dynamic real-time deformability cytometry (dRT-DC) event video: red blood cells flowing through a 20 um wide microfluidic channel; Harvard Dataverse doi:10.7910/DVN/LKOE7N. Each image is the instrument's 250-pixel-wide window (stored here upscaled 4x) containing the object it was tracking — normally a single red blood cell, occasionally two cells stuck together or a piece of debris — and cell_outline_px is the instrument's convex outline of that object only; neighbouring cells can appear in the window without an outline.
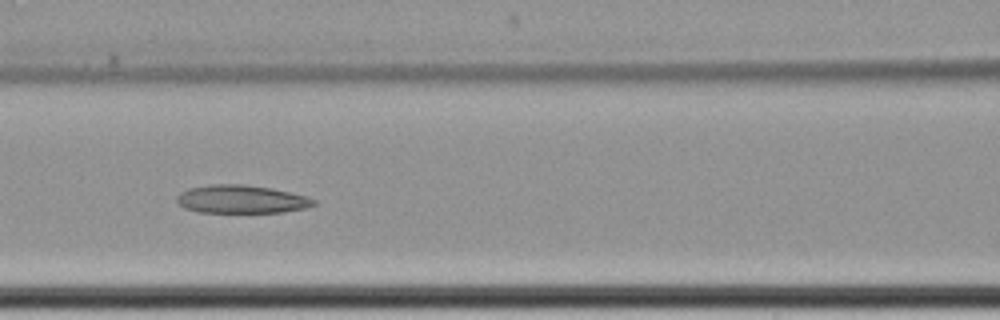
{"species": "common noctule bat (a hibernating species)", "species_latin": "Nyctalus noctula", "temperature_condition": "cold", "stored_images_in_passage": 11, "camera_frame_rate_fps": 3000, "um_per_image_px": 0.085, "animal": {"sex": "female", "body_mass_g": 22.7, "forearm_length_mm": 54.2}, "frame": {"image": 1, "passage_image": 8, "time_ms": 9.333, "image_size_px": [1000, 320], "cell_outline_px": [[316, 204], [308, 208], [284, 212], [196, 212], [184, 208], [176, 200], [176, 196], [180, 192], [188, 188], [212, 184], [244, 184], [272, 188], [304, 196], [316, 200]], "centroid_in_image_um": [20.5, 16.93], "position_along_channel_um": 146.1, "area_um2": 22.54}}
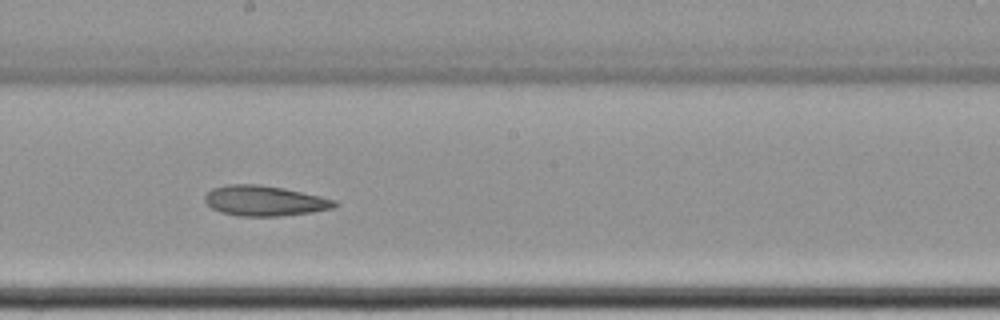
{"frame": {"image": 2, "passage_image": 10, "time_ms": 11.667, "image_size_px": [1000, 320], "cell_outline_px": [[340, 204], [332, 208], [308, 212], [280, 216], [240, 216], [220, 212], [212, 208], [204, 200], [204, 196], [212, 188], [228, 184], [260, 184], [284, 188], [320, 196], [336, 200]], "centroid_in_image_um": [22.47, 17.06], "position_along_channel_um": 225.7, "area_um2": 22.83}}
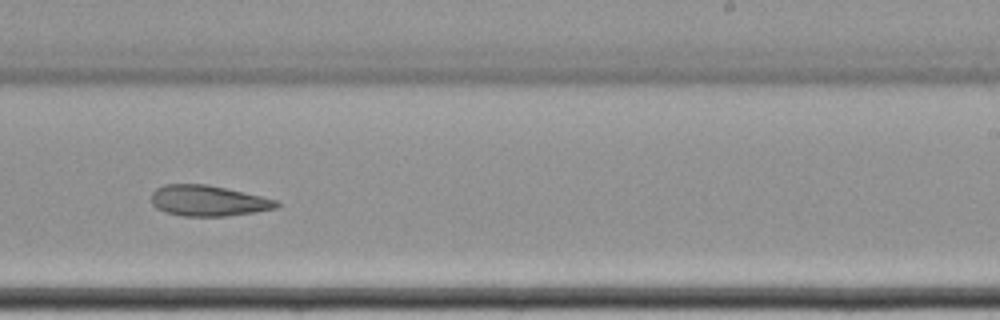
{"frame": {"image": 3, "passage_image": 11, "time_ms": 13.0, "image_size_px": [1000, 320], "cell_outline_px": [[280, 204], [276, 208], [256, 212], [224, 216], [184, 216], [164, 212], [156, 208], [152, 204], [152, 192], [156, 188], [164, 184], [208, 184], [280, 200]], "centroid_in_image_um": [17.7, 17.06], "position_along_channel_um": 271.3, "area_um2": 22.6}}